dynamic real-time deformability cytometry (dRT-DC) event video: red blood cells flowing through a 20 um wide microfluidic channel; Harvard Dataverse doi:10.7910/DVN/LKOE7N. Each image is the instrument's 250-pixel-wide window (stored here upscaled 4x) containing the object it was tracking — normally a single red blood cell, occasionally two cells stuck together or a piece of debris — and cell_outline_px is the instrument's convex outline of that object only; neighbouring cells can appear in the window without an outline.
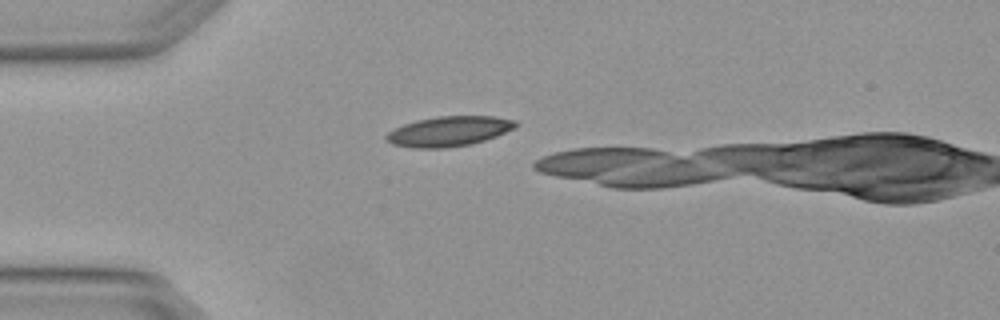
{"species": "Egyptian fruit bat (a non-hibernating species)", "species_latin": "Rousettus aegyptiacus", "temperature_condition": "warm", "stored_images_in_passage": 3, "camera_frame_rate_fps": 3000, "um_per_image_px": 0.085, "animal": {"sex": "female"}, "frame": {"image": 1, "passage_image": 3, "time_ms": 0.667, "image_size_px": [1000, 320], "cell_outline_px": [[516, 128], [496, 136], [484, 140], [468, 144], [444, 148], [412, 148], [392, 144], [384, 140], [384, 136], [388, 132], [404, 124], [416, 120], [436, 116], [492, 116], [516, 120]], "centroid_in_image_um": [38.12, 11.16], "position_along_channel_um": 46.9, "area_um2": 22.6}}